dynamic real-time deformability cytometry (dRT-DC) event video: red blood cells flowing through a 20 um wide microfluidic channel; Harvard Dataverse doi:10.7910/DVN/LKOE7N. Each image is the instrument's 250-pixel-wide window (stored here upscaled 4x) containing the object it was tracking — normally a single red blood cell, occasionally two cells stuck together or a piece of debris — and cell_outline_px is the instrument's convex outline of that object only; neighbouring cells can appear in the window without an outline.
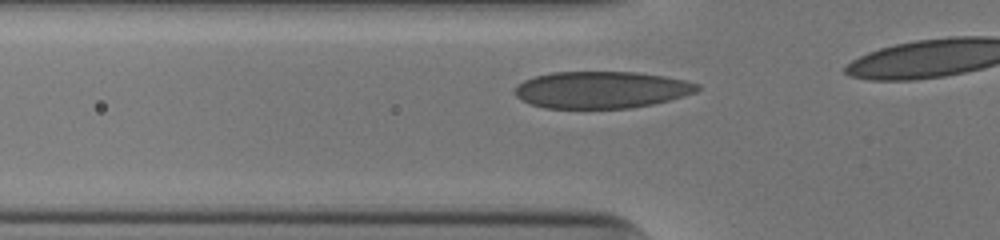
{"species": "human", "species_latin": "Homo sapiens", "temperature_condition": "cold", "stored_images_in_passage": 11, "camera_frame_rate_fps": 3000, "um_per_image_px": 0.085, "donor": {"sex": "male"}, "frame": {"image": 1, "passage_image": 5, "time_ms": 1.333, "image_size_px": [1000, 240], "cell_outline_px": [[700, 88], [696, 92], [684, 96], [652, 104], [628, 108], [544, 108], [532, 104], [516, 96], [516, 84], [524, 80], [536, 76], [552, 72], [636, 72], [664, 76], [684, 80], [700, 84]], "centroid_in_image_um": [51.13, 7.63], "position_along_channel_um": 74.7, "area_um2": 39.07}}
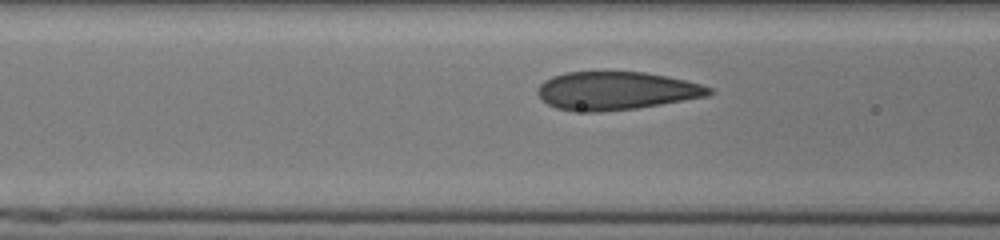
{"frame": {"image": 2, "passage_image": 8, "time_ms": 2.333, "image_size_px": [1000, 240], "cell_outline_px": [[716, 92], [708, 96], [636, 108], [600, 112], [584, 112], [556, 108], [548, 104], [536, 92], [536, 88], [544, 80], [552, 76], [564, 72], [644, 72], [668, 76], [700, 84], [712, 88]], "centroid_in_image_um": [52.36, 7.71], "position_along_channel_um": 114.2, "area_um2": 38.15}}